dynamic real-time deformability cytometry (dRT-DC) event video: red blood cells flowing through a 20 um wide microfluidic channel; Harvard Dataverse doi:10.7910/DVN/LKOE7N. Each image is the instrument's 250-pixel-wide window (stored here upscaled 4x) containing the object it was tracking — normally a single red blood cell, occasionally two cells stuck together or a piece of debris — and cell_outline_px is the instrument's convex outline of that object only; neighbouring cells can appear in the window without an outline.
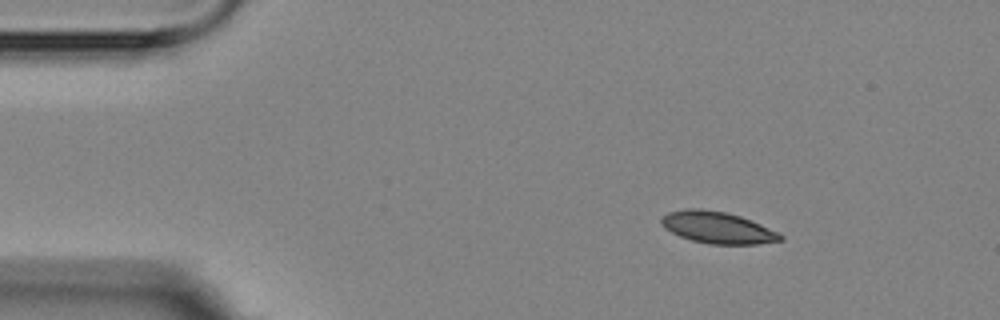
{"species": "Egyptian fruit bat (a non-hibernating species)", "species_latin": "Rousettus aegyptiacus", "temperature_condition": "room temperature", "stored_images_in_passage": 5, "camera_frame_rate_fps": 3000, "um_per_image_px": 0.085, "animal": {"sex": "female"}, "frame": {"image": 1, "passage_image": 2, "time_ms": 1.0, "image_size_px": [1000, 320], "cell_outline_px": [[784, 240], [756, 244], [708, 244], [692, 240], [680, 236], [664, 228], [660, 224], [660, 220], [668, 212], [684, 208], [700, 208], [724, 212], [740, 216], [752, 220], [784, 236]], "centroid_in_image_um": [60.96, 19.34], "position_along_channel_um": 24.0, "area_um2": 21.96}}
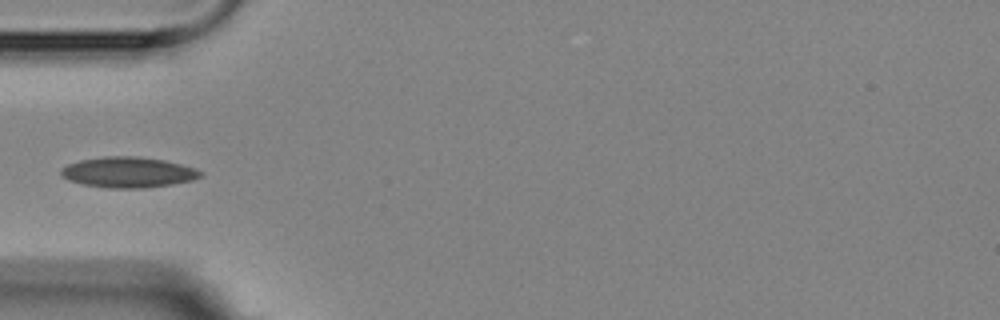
{"frame": {"image": 2, "passage_image": 5, "time_ms": 4.333, "image_size_px": [1000, 320], "cell_outline_px": [[204, 176], [192, 180], [172, 184], [144, 188], [108, 188], [84, 184], [68, 180], [60, 176], [60, 168], [68, 164], [80, 160], [104, 156], [136, 156], [164, 160], [196, 168]], "centroid_in_image_um": [10.87, 14.64], "position_along_channel_um": 74.1, "area_um2": 24.91}}